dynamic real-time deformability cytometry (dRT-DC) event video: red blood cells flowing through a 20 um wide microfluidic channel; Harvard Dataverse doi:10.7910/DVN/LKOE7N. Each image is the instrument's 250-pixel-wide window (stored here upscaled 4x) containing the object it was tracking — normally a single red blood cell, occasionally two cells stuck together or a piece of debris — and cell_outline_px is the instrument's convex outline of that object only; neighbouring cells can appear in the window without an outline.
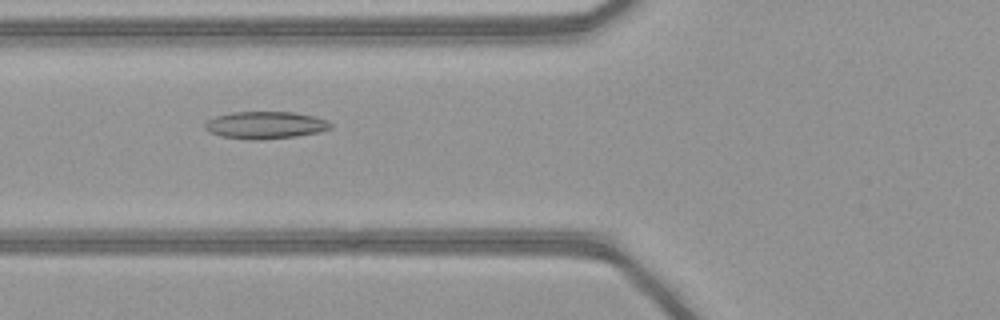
{"species": "common noctule bat (a hibernating species)", "species_latin": "Nyctalus noctula", "temperature_condition": "warm", "stored_images_in_passage": 51, "camera_frame_rate_fps": 3000, "um_per_image_px": 0.085, "animal": {"sex": "female", "body_mass_g": 21.9}, "frame": {"image": 1, "passage_image": 21, "time_ms": 6.667, "image_size_px": [1000, 320], "cell_outline_px": [[332, 128], [320, 132], [296, 136], [260, 140], [252, 140], [220, 136], [208, 132], [204, 128], [204, 124], [208, 120], [216, 116], [232, 112], [292, 112], [312, 116], [328, 120], [332, 124]], "centroid_in_image_um": [22.55, 10.64], "position_along_channel_um": 103.3, "area_um2": 20.06}}
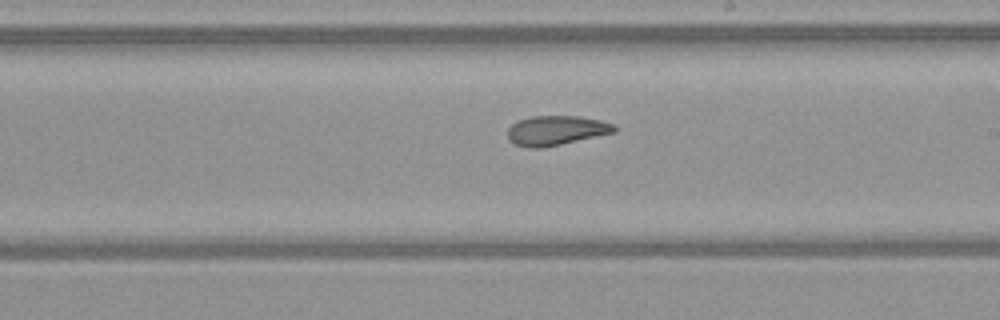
{"frame": {"image": 2, "passage_image": 31, "time_ms": 10.0, "image_size_px": [1000, 320], "cell_outline_px": [[616, 132], [560, 144], [540, 148], [528, 148], [516, 144], [508, 140], [508, 128], [516, 120], [532, 116], [580, 116], [600, 120], [616, 124]], "centroid_in_image_um": [47.27, 11.08], "position_along_channel_um": 241.7, "area_um2": 18.44}}
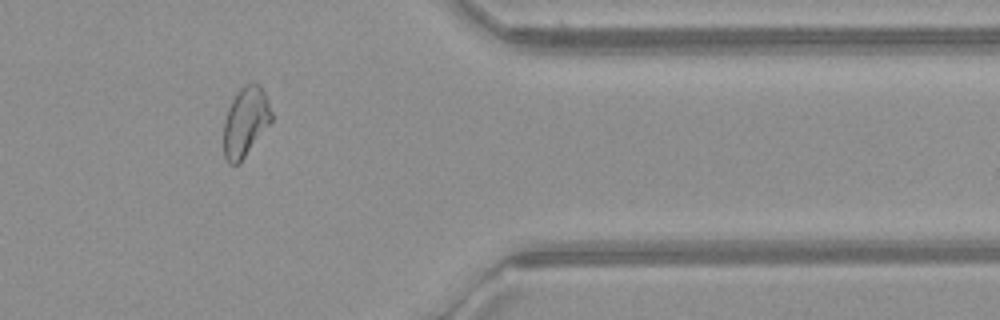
{"frame": {"image": 3, "passage_image": 43, "time_ms": 14.0, "image_size_px": [1000, 320], "cell_outline_px": [[272, 120], [240, 164], [228, 164], [224, 156], [224, 120], [228, 108], [232, 100], [240, 88], [244, 84], [252, 80], [260, 84], [268, 100], [272, 112]], "centroid_in_image_um": [20.87, 10.33], "position_along_channel_um": 390.5, "area_um2": 19.59}, "authors_computed_cell_mechanics": {"area_um2": 20.519, "velocity_mm_per_s": 4.1351, "shape_relaxation_time_tau1_ms": null, "shape_relaxation_time_tau2_ms": 3.1386, "deformation_change_tau1": null, "deformation_change_tau2": 0.1004}}